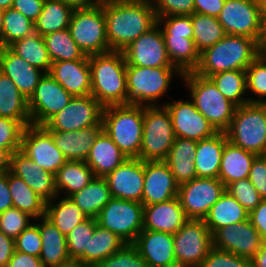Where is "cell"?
Wrapping results in <instances>:
<instances>
[{"label":"cell","mask_w":266,"mask_h":267,"mask_svg":"<svg viewBox=\"0 0 266 267\" xmlns=\"http://www.w3.org/2000/svg\"><path fill=\"white\" fill-rule=\"evenodd\" d=\"M182 80L196 109L218 132H225L230 126L237 106L220 93L209 77L188 72L183 74Z\"/></svg>","instance_id":"5"},{"label":"cell","mask_w":266,"mask_h":267,"mask_svg":"<svg viewBox=\"0 0 266 267\" xmlns=\"http://www.w3.org/2000/svg\"><path fill=\"white\" fill-rule=\"evenodd\" d=\"M203 220L213 235L219 228L249 220V212L225 191Z\"/></svg>","instance_id":"33"},{"label":"cell","mask_w":266,"mask_h":267,"mask_svg":"<svg viewBox=\"0 0 266 267\" xmlns=\"http://www.w3.org/2000/svg\"><path fill=\"white\" fill-rule=\"evenodd\" d=\"M59 267H85L83 265H81L80 263H78L77 261H71L65 265H61Z\"/></svg>","instance_id":"71"},{"label":"cell","mask_w":266,"mask_h":267,"mask_svg":"<svg viewBox=\"0 0 266 267\" xmlns=\"http://www.w3.org/2000/svg\"><path fill=\"white\" fill-rule=\"evenodd\" d=\"M258 57L256 39L226 35L200 53L195 73L209 77L215 73L244 70Z\"/></svg>","instance_id":"3"},{"label":"cell","mask_w":266,"mask_h":267,"mask_svg":"<svg viewBox=\"0 0 266 267\" xmlns=\"http://www.w3.org/2000/svg\"><path fill=\"white\" fill-rule=\"evenodd\" d=\"M176 138L172 119L164 105L144 106L142 143L139 159L164 161Z\"/></svg>","instance_id":"8"},{"label":"cell","mask_w":266,"mask_h":267,"mask_svg":"<svg viewBox=\"0 0 266 267\" xmlns=\"http://www.w3.org/2000/svg\"><path fill=\"white\" fill-rule=\"evenodd\" d=\"M213 247L249 260L263 244L261 235L250 220L219 228L213 235Z\"/></svg>","instance_id":"19"},{"label":"cell","mask_w":266,"mask_h":267,"mask_svg":"<svg viewBox=\"0 0 266 267\" xmlns=\"http://www.w3.org/2000/svg\"><path fill=\"white\" fill-rule=\"evenodd\" d=\"M191 21L193 40L200 53L226 36L217 17L194 13L191 15Z\"/></svg>","instance_id":"45"},{"label":"cell","mask_w":266,"mask_h":267,"mask_svg":"<svg viewBox=\"0 0 266 267\" xmlns=\"http://www.w3.org/2000/svg\"><path fill=\"white\" fill-rule=\"evenodd\" d=\"M146 0H100L101 5L144 2Z\"/></svg>","instance_id":"68"},{"label":"cell","mask_w":266,"mask_h":267,"mask_svg":"<svg viewBox=\"0 0 266 267\" xmlns=\"http://www.w3.org/2000/svg\"><path fill=\"white\" fill-rule=\"evenodd\" d=\"M228 141L225 132L197 141L195 167L197 178H218L222 153Z\"/></svg>","instance_id":"31"},{"label":"cell","mask_w":266,"mask_h":267,"mask_svg":"<svg viewBox=\"0 0 266 267\" xmlns=\"http://www.w3.org/2000/svg\"><path fill=\"white\" fill-rule=\"evenodd\" d=\"M45 0H13L11 8L35 22L43 10Z\"/></svg>","instance_id":"58"},{"label":"cell","mask_w":266,"mask_h":267,"mask_svg":"<svg viewBox=\"0 0 266 267\" xmlns=\"http://www.w3.org/2000/svg\"><path fill=\"white\" fill-rule=\"evenodd\" d=\"M0 71L7 75L28 100L45 72L30 65L8 47H0Z\"/></svg>","instance_id":"26"},{"label":"cell","mask_w":266,"mask_h":267,"mask_svg":"<svg viewBox=\"0 0 266 267\" xmlns=\"http://www.w3.org/2000/svg\"><path fill=\"white\" fill-rule=\"evenodd\" d=\"M164 40L172 65L182 74L194 72L200 59L194 40L183 37H164Z\"/></svg>","instance_id":"42"},{"label":"cell","mask_w":266,"mask_h":267,"mask_svg":"<svg viewBox=\"0 0 266 267\" xmlns=\"http://www.w3.org/2000/svg\"><path fill=\"white\" fill-rule=\"evenodd\" d=\"M157 24L160 26L163 37H183L193 39L191 15L157 17Z\"/></svg>","instance_id":"49"},{"label":"cell","mask_w":266,"mask_h":267,"mask_svg":"<svg viewBox=\"0 0 266 267\" xmlns=\"http://www.w3.org/2000/svg\"><path fill=\"white\" fill-rule=\"evenodd\" d=\"M74 8L64 0H45L43 10L34 22L35 32L44 36L69 27Z\"/></svg>","instance_id":"40"},{"label":"cell","mask_w":266,"mask_h":267,"mask_svg":"<svg viewBox=\"0 0 266 267\" xmlns=\"http://www.w3.org/2000/svg\"><path fill=\"white\" fill-rule=\"evenodd\" d=\"M95 175L85 161L67 160L55 174V186L59 196L69 197L88 185Z\"/></svg>","instance_id":"37"},{"label":"cell","mask_w":266,"mask_h":267,"mask_svg":"<svg viewBox=\"0 0 266 267\" xmlns=\"http://www.w3.org/2000/svg\"><path fill=\"white\" fill-rule=\"evenodd\" d=\"M179 185L165 161L144 162L142 204L151 205L178 196Z\"/></svg>","instance_id":"21"},{"label":"cell","mask_w":266,"mask_h":267,"mask_svg":"<svg viewBox=\"0 0 266 267\" xmlns=\"http://www.w3.org/2000/svg\"><path fill=\"white\" fill-rule=\"evenodd\" d=\"M209 78L213 81L220 93L237 107L249 103L247 92L246 71L232 70L215 73Z\"/></svg>","instance_id":"43"},{"label":"cell","mask_w":266,"mask_h":267,"mask_svg":"<svg viewBox=\"0 0 266 267\" xmlns=\"http://www.w3.org/2000/svg\"><path fill=\"white\" fill-rule=\"evenodd\" d=\"M95 267H148V264L133 244H125Z\"/></svg>","instance_id":"51"},{"label":"cell","mask_w":266,"mask_h":267,"mask_svg":"<svg viewBox=\"0 0 266 267\" xmlns=\"http://www.w3.org/2000/svg\"><path fill=\"white\" fill-rule=\"evenodd\" d=\"M261 3V18H266V0H263Z\"/></svg>","instance_id":"72"},{"label":"cell","mask_w":266,"mask_h":267,"mask_svg":"<svg viewBox=\"0 0 266 267\" xmlns=\"http://www.w3.org/2000/svg\"><path fill=\"white\" fill-rule=\"evenodd\" d=\"M88 218L96 219L101 209L112 198L105 178L95 177L88 185L69 196Z\"/></svg>","instance_id":"39"},{"label":"cell","mask_w":266,"mask_h":267,"mask_svg":"<svg viewBox=\"0 0 266 267\" xmlns=\"http://www.w3.org/2000/svg\"><path fill=\"white\" fill-rule=\"evenodd\" d=\"M8 187L14 208L26 212L34 220L45 216L46 201L20 177L8 171Z\"/></svg>","instance_id":"38"},{"label":"cell","mask_w":266,"mask_h":267,"mask_svg":"<svg viewBox=\"0 0 266 267\" xmlns=\"http://www.w3.org/2000/svg\"><path fill=\"white\" fill-rule=\"evenodd\" d=\"M51 75L73 97L91 93V70L88 56L82 60L52 62Z\"/></svg>","instance_id":"25"},{"label":"cell","mask_w":266,"mask_h":267,"mask_svg":"<svg viewBox=\"0 0 266 267\" xmlns=\"http://www.w3.org/2000/svg\"><path fill=\"white\" fill-rule=\"evenodd\" d=\"M249 220L261 235L263 243H266V199L249 213Z\"/></svg>","instance_id":"59"},{"label":"cell","mask_w":266,"mask_h":267,"mask_svg":"<svg viewBox=\"0 0 266 267\" xmlns=\"http://www.w3.org/2000/svg\"><path fill=\"white\" fill-rule=\"evenodd\" d=\"M173 75L182 78L176 67H140L126 65L128 104L138 106H159L157 103L166 95Z\"/></svg>","instance_id":"6"},{"label":"cell","mask_w":266,"mask_h":267,"mask_svg":"<svg viewBox=\"0 0 266 267\" xmlns=\"http://www.w3.org/2000/svg\"><path fill=\"white\" fill-rule=\"evenodd\" d=\"M248 178L259 195L266 199V164L260 156L253 161Z\"/></svg>","instance_id":"57"},{"label":"cell","mask_w":266,"mask_h":267,"mask_svg":"<svg viewBox=\"0 0 266 267\" xmlns=\"http://www.w3.org/2000/svg\"><path fill=\"white\" fill-rule=\"evenodd\" d=\"M8 48L30 65L37 67L45 73H49L52 61L49 57L44 38L40 34L34 32L23 39L13 42Z\"/></svg>","instance_id":"41"},{"label":"cell","mask_w":266,"mask_h":267,"mask_svg":"<svg viewBox=\"0 0 266 267\" xmlns=\"http://www.w3.org/2000/svg\"><path fill=\"white\" fill-rule=\"evenodd\" d=\"M225 0H194L195 13L217 17Z\"/></svg>","instance_id":"60"},{"label":"cell","mask_w":266,"mask_h":267,"mask_svg":"<svg viewBox=\"0 0 266 267\" xmlns=\"http://www.w3.org/2000/svg\"><path fill=\"white\" fill-rule=\"evenodd\" d=\"M7 267H43L39 257L14 251Z\"/></svg>","instance_id":"61"},{"label":"cell","mask_w":266,"mask_h":267,"mask_svg":"<svg viewBox=\"0 0 266 267\" xmlns=\"http://www.w3.org/2000/svg\"><path fill=\"white\" fill-rule=\"evenodd\" d=\"M14 251V239L0 231V267H7Z\"/></svg>","instance_id":"62"},{"label":"cell","mask_w":266,"mask_h":267,"mask_svg":"<svg viewBox=\"0 0 266 267\" xmlns=\"http://www.w3.org/2000/svg\"><path fill=\"white\" fill-rule=\"evenodd\" d=\"M189 100H173L162 104L170 113L175 136L200 141L218 133L214 126L196 109L194 102Z\"/></svg>","instance_id":"18"},{"label":"cell","mask_w":266,"mask_h":267,"mask_svg":"<svg viewBox=\"0 0 266 267\" xmlns=\"http://www.w3.org/2000/svg\"><path fill=\"white\" fill-rule=\"evenodd\" d=\"M13 0H0V10L11 8Z\"/></svg>","instance_id":"70"},{"label":"cell","mask_w":266,"mask_h":267,"mask_svg":"<svg viewBox=\"0 0 266 267\" xmlns=\"http://www.w3.org/2000/svg\"><path fill=\"white\" fill-rule=\"evenodd\" d=\"M144 106L118 105L102 110L103 130L128 158H138L142 143Z\"/></svg>","instance_id":"4"},{"label":"cell","mask_w":266,"mask_h":267,"mask_svg":"<svg viewBox=\"0 0 266 267\" xmlns=\"http://www.w3.org/2000/svg\"><path fill=\"white\" fill-rule=\"evenodd\" d=\"M256 154L227 141L222 153L218 178L227 187L230 183L246 179Z\"/></svg>","instance_id":"32"},{"label":"cell","mask_w":266,"mask_h":267,"mask_svg":"<svg viewBox=\"0 0 266 267\" xmlns=\"http://www.w3.org/2000/svg\"><path fill=\"white\" fill-rule=\"evenodd\" d=\"M200 267H250V260L212 247Z\"/></svg>","instance_id":"55"},{"label":"cell","mask_w":266,"mask_h":267,"mask_svg":"<svg viewBox=\"0 0 266 267\" xmlns=\"http://www.w3.org/2000/svg\"><path fill=\"white\" fill-rule=\"evenodd\" d=\"M57 195L52 200L46 202L45 217L49 219L56 228L64 235L78 224L88 219L84 211L78 207L70 197H65L57 201Z\"/></svg>","instance_id":"36"},{"label":"cell","mask_w":266,"mask_h":267,"mask_svg":"<svg viewBox=\"0 0 266 267\" xmlns=\"http://www.w3.org/2000/svg\"><path fill=\"white\" fill-rule=\"evenodd\" d=\"M250 267H266V243H263L258 252L250 259Z\"/></svg>","instance_id":"65"},{"label":"cell","mask_w":266,"mask_h":267,"mask_svg":"<svg viewBox=\"0 0 266 267\" xmlns=\"http://www.w3.org/2000/svg\"><path fill=\"white\" fill-rule=\"evenodd\" d=\"M126 243L112 231L96 225L89 241L88 250L77 260L85 267H95L98 263L119 251Z\"/></svg>","instance_id":"35"},{"label":"cell","mask_w":266,"mask_h":267,"mask_svg":"<svg viewBox=\"0 0 266 267\" xmlns=\"http://www.w3.org/2000/svg\"><path fill=\"white\" fill-rule=\"evenodd\" d=\"M0 117L18 120L24 127L31 125L28 100L15 83L0 71Z\"/></svg>","instance_id":"34"},{"label":"cell","mask_w":266,"mask_h":267,"mask_svg":"<svg viewBox=\"0 0 266 267\" xmlns=\"http://www.w3.org/2000/svg\"><path fill=\"white\" fill-rule=\"evenodd\" d=\"M97 220L88 218L75 226L66 236L68 252L71 261H77L85 250H88V244L94 234Z\"/></svg>","instance_id":"47"},{"label":"cell","mask_w":266,"mask_h":267,"mask_svg":"<svg viewBox=\"0 0 266 267\" xmlns=\"http://www.w3.org/2000/svg\"><path fill=\"white\" fill-rule=\"evenodd\" d=\"M143 214L141 202L112 197L96 220L98 225L115 233L126 244H133L143 230Z\"/></svg>","instance_id":"10"},{"label":"cell","mask_w":266,"mask_h":267,"mask_svg":"<svg viewBox=\"0 0 266 267\" xmlns=\"http://www.w3.org/2000/svg\"><path fill=\"white\" fill-rule=\"evenodd\" d=\"M103 11L111 51H123L157 24L151 0L104 5Z\"/></svg>","instance_id":"1"},{"label":"cell","mask_w":266,"mask_h":267,"mask_svg":"<svg viewBox=\"0 0 266 267\" xmlns=\"http://www.w3.org/2000/svg\"><path fill=\"white\" fill-rule=\"evenodd\" d=\"M47 131L66 160L85 161L91 146L103 131V125L101 121L97 126L78 131Z\"/></svg>","instance_id":"27"},{"label":"cell","mask_w":266,"mask_h":267,"mask_svg":"<svg viewBox=\"0 0 266 267\" xmlns=\"http://www.w3.org/2000/svg\"><path fill=\"white\" fill-rule=\"evenodd\" d=\"M4 10H0V47H3Z\"/></svg>","instance_id":"69"},{"label":"cell","mask_w":266,"mask_h":267,"mask_svg":"<svg viewBox=\"0 0 266 267\" xmlns=\"http://www.w3.org/2000/svg\"><path fill=\"white\" fill-rule=\"evenodd\" d=\"M73 96L51 75L45 73L28 99L32 125L43 126L52 116L69 104Z\"/></svg>","instance_id":"14"},{"label":"cell","mask_w":266,"mask_h":267,"mask_svg":"<svg viewBox=\"0 0 266 267\" xmlns=\"http://www.w3.org/2000/svg\"><path fill=\"white\" fill-rule=\"evenodd\" d=\"M91 95L105 108L128 105L125 57L122 51L88 56Z\"/></svg>","instance_id":"2"},{"label":"cell","mask_w":266,"mask_h":267,"mask_svg":"<svg viewBox=\"0 0 266 267\" xmlns=\"http://www.w3.org/2000/svg\"><path fill=\"white\" fill-rule=\"evenodd\" d=\"M68 30L86 56L110 52L103 5L74 9Z\"/></svg>","instance_id":"9"},{"label":"cell","mask_w":266,"mask_h":267,"mask_svg":"<svg viewBox=\"0 0 266 267\" xmlns=\"http://www.w3.org/2000/svg\"><path fill=\"white\" fill-rule=\"evenodd\" d=\"M39 231L42 239L40 261L43 267H59L71 262L64 236L45 216L39 218Z\"/></svg>","instance_id":"29"},{"label":"cell","mask_w":266,"mask_h":267,"mask_svg":"<svg viewBox=\"0 0 266 267\" xmlns=\"http://www.w3.org/2000/svg\"><path fill=\"white\" fill-rule=\"evenodd\" d=\"M256 43L258 56L266 58V18H260L259 33Z\"/></svg>","instance_id":"64"},{"label":"cell","mask_w":266,"mask_h":267,"mask_svg":"<svg viewBox=\"0 0 266 267\" xmlns=\"http://www.w3.org/2000/svg\"><path fill=\"white\" fill-rule=\"evenodd\" d=\"M103 107L91 95L73 97L43 127L51 131H78L97 126L102 121Z\"/></svg>","instance_id":"12"},{"label":"cell","mask_w":266,"mask_h":267,"mask_svg":"<svg viewBox=\"0 0 266 267\" xmlns=\"http://www.w3.org/2000/svg\"><path fill=\"white\" fill-rule=\"evenodd\" d=\"M30 219L34 220L26 212L14 207L9 208L3 213H0V231L15 240L31 224Z\"/></svg>","instance_id":"50"},{"label":"cell","mask_w":266,"mask_h":267,"mask_svg":"<svg viewBox=\"0 0 266 267\" xmlns=\"http://www.w3.org/2000/svg\"><path fill=\"white\" fill-rule=\"evenodd\" d=\"M225 191L219 178H194L179 185L178 197L188 219L203 220Z\"/></svg>","instance_id":"13"},{"label":"cell","mask_w":266,"mask_h":267,"mask_svg":"<svg viewBox=\"0 0 266 267\" xmlns=\"http://www.w3.org/2000/svg\"><path fill=\"white\" fill-rule=\"evenodd\" d=\"M20 151L54 175L67 161L53 143L52 135L43 126L31 124L25 127Z\"/></svg>","instance_id":"16"},{"label":"cell","mask_w":266,"mask_h":267,"mask_svg":"<svg viewBox=\"0 0 266 267\" xmlns=\"http://www.w3.org/2000/svg\"><path fill=\"white\" fill-rule=\"evenodd\" d=\"M35 32L34 22L19 11L9 8L4 10L3 47L23 39Z\"/></svg>","instance_id":"46"},{"label":"cell","mask_w":266,"mask_h":267,"mask_svg":"<svg viewBox=\"0 0 266 267\" xmlns=\"http://www.w3.org/2000/svg\"><path fill=\"white\" fill-rule=\"evenodd\" d=\"M12 207V197L8 187V172L0 173V213Z\"/></svg>","instance_id":"63"},{"label":"cell","mask_w":266,"mask_h":267,"mask_svg":"<svg viewBox=\"0 0 266 267\" xmlns=\"http://www.w3.org/2000/svg\"><path fill=\"white\" fill-rule=\"evenodd\" d=\"M11 154L0 147V173H6L10 170Z\"/></svg>","instance_id":"67"},{"label":"cell","mask_w":266,"mask_h":267,"mask_svg":"<svg viewBox=\"0 0 266 267\" xmlns=\"http://www.w3.org/2000/svg\"><path fill=\"white\" fill-rule=\"evenodd\" d=\"M10 171L22 178L46 202L58 195L55 175L42 169L20 150L11 155Z\"/></svg>","instance_id":"23"},{"label":"cell","mask_w":266,"mask_h":267,"mask_svg":"<svg viewBox=\"0 0 266 267\" xmlns=\"http://www.w3.org/2000/svg\"><path fill=\"white\" fill-rule=\"evenodd\" d=\"M69 6L77 8H91L101 5L100 0H64Z\"/></svg>","instance_id":"66"},{"label":"cell","mask_w":266,"mask_h":267,"mask_svg":"<svg viewBox=\"0 0 266 267\" xmlns=\"http://www.w3.org/2000/svg\"><path fill=\"white\" fill-rule=\"evenodd\" d=\"M261 18V3L257 0H225L217 16L226 35L257 39Z\"/></svg>","instance_id":"15"},{"label":"cell","mask_w":266,"mask_h":267,"mask_svg":"<svg viewBox=\"0 0 266 267\" xmlns=\"http://www.w3.org/2000/svg\"><path fill=\"white\" fill-rule=\"evenodd\" d=\"M266 164V148L259 155Z\"/></svg>","instance_id":"73"},{"label":"cell","mask_w":266,"mask_h":267,"mask_svg":"<svg viewBox=\"0 0 266 267\" xmlns=\"http://www.w3.org/2000/svg\"><path fill=\"white\" fill-rule=\"evenodd\" d=\"M229 192L249 213L263 200L249 178L230 183Z\"/></svg>","instance_id":"52"},{"label":"cell","mask_w":266,"mask_h":267,"mask_svg":"<svg viewBox=\"0 0 266 267\" xmlns=\"http://www.w3.org/2000/svg\"><path fill=\"white\" fill-rule=\"evenodd\" d=\"M105 179L113 198L142 203L144 184V161L139 158H127Z\"/></svg>","instance_id":"20"},{"label":"cell","mask_w":266,"mask_h":267,"mask_svg":"<svg viewBox=\"0 0 266 267\" xmlns=\"http://www.w3.org/2000/svg\"><path fill=\"white\" fill-rule=\"evenodd\" d=\"M15 250L39 257L42 248V239L37 223H31L14 240Z\"/></svg>","instance_id":"54"},{"label":"cell","mask_w":266,"mask_h":267,"mask_svg":"<svg viewBox=\"0 0 266 267\" xmlns=\"http://www.w3.org/2000/svg\"><path fill=\"white\" fill-rule=\"evenodd\" d=\"M179 197L144 206L143 229L175 234L187 221Z\"/></svg>","instance_id":"24"},{"label":"cell","mask_w":266,"mask_h":267,"mask_svg":"<svg viewBox=\"0 0 266 267\" xmlns=\"http://www.w3.org/2000/svg\"><path fill=\"white\" fill-rule=\"evenodd\" d=\"M151 2L157 17L195 13L194 0H151Z\"/></svg>","instance_id":"56"},{"label":"cell","mask_w":266,"mask_h":267,"mask_svg":"<svg viewBox=\"0 0 266 267\" xmlns=\"http://www.w3.org/2000/svg\"><path fill=\"white\" fill-rule=\"evenodd\" d=\"M247 91L257 96L249 98V103H266V58L257 57L246 69Z\"/></svg>","instance_id":"48"},{"label":"cell","mask_w":266,"mask_h":267,"mask_svg":"<svg viewBox=\"0 0 266 267\" xmlns=\"http://www.w3.org/2000/svg\"><path fill=\"white\" fill-rule=\"evenodd\" d=\"M127 158L103 130L91 146L85 162L92 169L95 177L105 178Z\"/></svg>","instance_id":"28"},{"label":"cell","mask_w":266,"mask_h":267,"mask_svg":"<svg viewBox=\"0 0 266 267\" xmlns=\"http://www.w3.org/2000/svg\"><path fill=\"white\" fill-rule=\"evenodd\" d=\"M43 38L52 62L82 60L86 57L68 28L48 33Z\"/></svg>","instance_id":"44"},{"label":"cell","mask_w":266,"mask_h":267,"mask_svg":"<svg viewBox=\"0 0 266 267\" xmlns=\"http://www.w3.org/2000/svg\"><path fill=\"white\" fill-rule=\"evenodd\" d=\"M178 267H200L213 247L212 233L204 220L189 219L173 234Z\"/></svg>","instance_id":"11"},{"label":"cell","mask_w":266,"mask_h":267,"mask_svg":"<svg viewBox=\"0 0 266 267\" xmlns=\"http://www.w3.org/2000/svg\"><path fill=\"white\" fill-rule=\"evenodd\" d=\"M133 245L148 267H178L171 233L143 229Z\"/></svg>","instance_id":"22"},{"label":"cell","mask_w":266,"mask_h":267,"mask_svg":"<svg viewBox=\"0 0 266 267\" xmlns=\"http://www.w3.org/2000/svg\"><path fill=\"white\" fill-rule=\"evenodd\" d=\"M197 141L176 137L164 160L178 185L197 178V171L194 164Z\"/></svg>","instance_id":"30"},{"label":"cell","mask_w":266,"mask_h":267,"mask_svg":"<svg viewBox=\"0 0 266 267\" xmlns=\"http://www.w3.org/2000/svg\"><path fill=\"white\" fill-rule=\"evenodd\" d=\"M225 133L232 144L259 156L266 148V105L246 103L237 107Z\"/></svg>","instance_id":"7"},{"label":"cell","mask_w":266,"mask_h":267,"mask_svg":"<svg viewBox=\"0 0 266 267\" xmlns=\"http://www.w3.org/2000/svg\"><path fill=\"white\" fill-rule=\"evenodd\" d=\"M25 127L15 119L0 117V147L11 155L20 150Z\"/></svg>","instance_id":"53"},{"label":"cell","mask_w":266,"mask_h":267,"mask_svg":"<svg viewBox=\"0 0 266 267\" xmlns=\"http://www.w3.org/2000/svg\"><path fill=\"white\" fill-rule=\"evenodd\" d=\"M128 65L140 67H175L168 57L165 40L160 26L156 24L123 51Z\"/></svg>","instance_id":"17"}]
</instances>
